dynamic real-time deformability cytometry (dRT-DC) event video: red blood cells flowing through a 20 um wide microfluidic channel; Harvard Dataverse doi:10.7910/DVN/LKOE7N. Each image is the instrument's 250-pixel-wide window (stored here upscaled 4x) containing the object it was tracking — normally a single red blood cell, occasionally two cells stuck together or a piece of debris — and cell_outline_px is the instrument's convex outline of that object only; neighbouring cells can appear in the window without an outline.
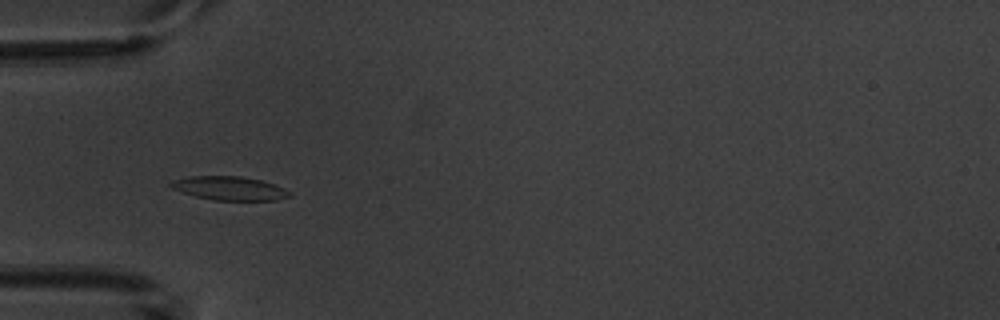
{"species": "common noctule bat (a hibernating species)", "species_latin": "Nyctalus noctula", "temperature_condition": "warm", "stored_images_in_passage": 7, "camera_frame_rate_fps": 3000, "um_per_image_px": 0.085, "animal": {"sex": "male", "body_mass_g": 20.1, "forearm_length_mm": 53.5}, "frame": {"image": 1, "passage_image": 4, "time_ms": 4.333, "image_size_px": [1000, 320], "cell_outline_px": [[292, 196], [276, 200], [212, 200], [196, 196], [172, 188], [168, 184], [172, 180], [188, 176], [240, 176], [260, 180], [276, 184], [292, 192]], "centroid_in_image_um": [19.54, 16.0], "position_along_channel_um": 65.5, "area_um2": 16.47}}
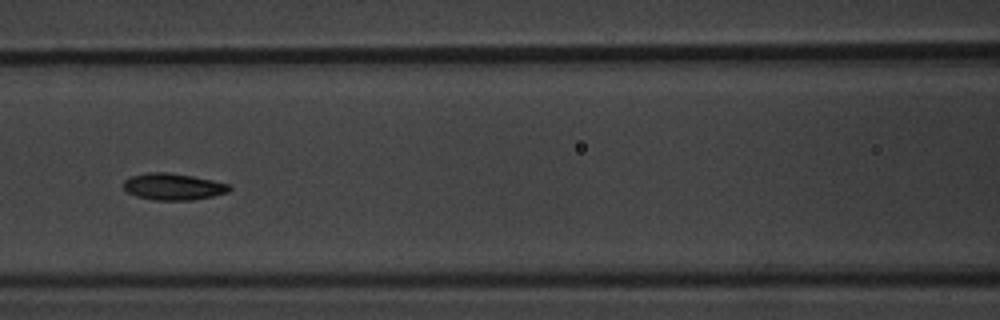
{"frame": {"image": 2, "passage_image": 6, "time_ms": 6.667, "image_size_px": [1000, 320], "cell_outline_px": [[232, 188], [228, 192], [212, 196], [192, 200], [156, 200], [136, 196], [128, 192], [124, 188], [124, 180], [132, 176], [148, 172], [168, 172], [192, 176], [232, 184]], "centroid_in_image_um": [14.75, 15.86], "position_along_channel_um": 151.8, "area_um2": 16.42}}
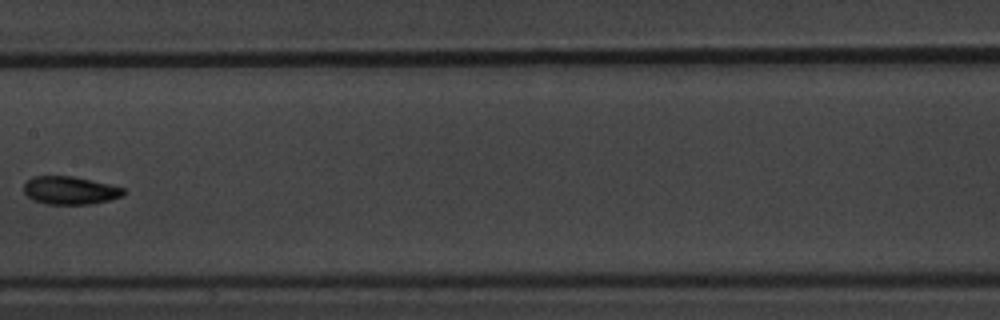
{"frame": {"image": 3, "passage_image": 7, "time_ms": 8.0, "image_size_px": [1000, 320], "cell_outline_px": [[124, 196], [92, 204], [44, 204], [32, 200], [24, 192], [24, 184], [32, 176], [72, 176], [108, 184], [124, 188]], "centroid_in_image_um": [5.93, 16.19], "position_along_channel_um": 201.5, "area_um2": 16.24}}